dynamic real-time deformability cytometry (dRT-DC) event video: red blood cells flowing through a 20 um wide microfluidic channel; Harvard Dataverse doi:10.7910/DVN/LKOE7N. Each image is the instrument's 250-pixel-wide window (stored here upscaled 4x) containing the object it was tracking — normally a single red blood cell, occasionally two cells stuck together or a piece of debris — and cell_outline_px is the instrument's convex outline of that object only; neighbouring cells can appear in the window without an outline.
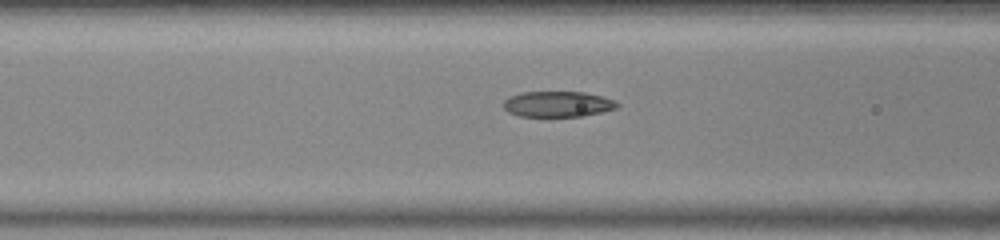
{"species": "common noctule bat (a hibernating species)", "species_latin": "Nyctalus noctula", "temperature_condition": "warm", "stored_images_in_passage": 17, "camera_frame_rate_fps": 3000, "um_per_image_px": 0.085, "animal": {"sex": "female", "body_mass_g": 23.0, "forearm_length_mm": 53.4}, "frame": {"image": 1, "passage_image": 15, "time_ms": 4.667, "image_size_px": [1000, 240], "cell_outline_px": [[620, 104], [616, 108], [584, 116], [520, 116], [508, 112], [504, 108], [504, 100], [508, 96], [520, 92], [584, 92], [600, 96], [612, 100]], "centroid_in_image_um": [47.36, 8.84], "position_along_channel_um": 119.2, "area_um2": 16.88}}